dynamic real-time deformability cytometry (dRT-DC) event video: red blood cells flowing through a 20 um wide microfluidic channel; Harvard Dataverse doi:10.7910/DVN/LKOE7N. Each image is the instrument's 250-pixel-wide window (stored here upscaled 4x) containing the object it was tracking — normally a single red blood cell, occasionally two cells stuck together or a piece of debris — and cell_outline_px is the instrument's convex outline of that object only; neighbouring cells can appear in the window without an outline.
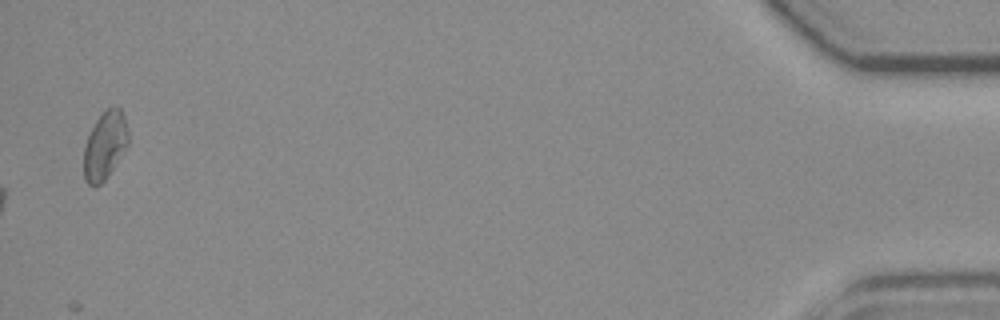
{"species": "common noctule bat (a hibernating species)", "species_latin": "Nyctalus noctula", "temperature_condition": "room temperature", "stored_images_in_passage": 14, "camera_frame_rate_fps": 3000, "um_per_image_px": 0.085, "animal": {"sex": "female", "body_mass_g": 19.3, "forearm_length_mm": 54.1}, "frame": {"image": 1, "passage_image": 14, "time_ms": 18.0, "image_size_px": [1000, 320], "cell_outline_px": [[128, 144], [108, 176], [100, 184], [88, 184], [84, 180], [84, 148], [88, 136], [96, 120], [108, 108], [116, 104], [120, 108], [124, 116], [128, 132]], "centroid_in_image_um": [8.92, 12.34], "position_along_channel_um": 426.3, "area_um2": 17.34}}